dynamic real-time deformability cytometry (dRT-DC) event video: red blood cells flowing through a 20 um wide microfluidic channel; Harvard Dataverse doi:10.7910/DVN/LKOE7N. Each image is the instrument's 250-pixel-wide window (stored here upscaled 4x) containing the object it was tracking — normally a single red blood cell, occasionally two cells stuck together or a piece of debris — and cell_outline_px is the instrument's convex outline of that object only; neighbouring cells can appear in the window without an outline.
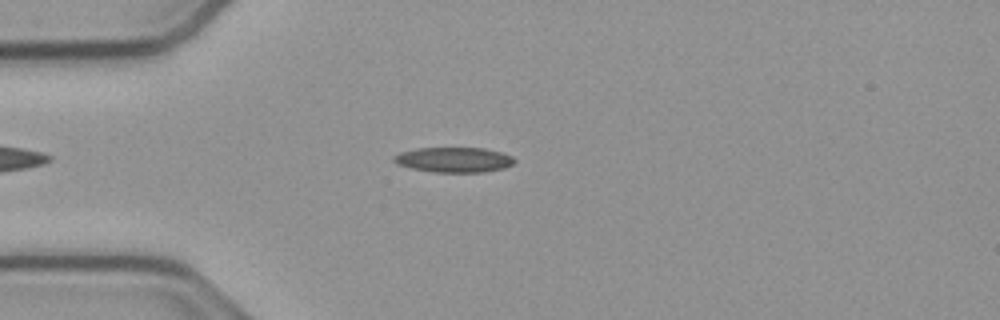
{"species": "common noctule bat (a hibernating species)", "species_latin": "Nyctalus noctula", "temperature_condition": "cold", "stored_images_in_passage": 50, "camera_frame_rate_fps": 3000, "um_per_image_px": 0.085, "animal": {"sex": "male", "body_mass_g": 23.1, "forearm_length_mm": 52.7}, "frame": {"image": 1, "passage_image": 10, "time_ms": 3.0, "image_size_px": [1000, 320], "cell_outline_px": [[516, 160], [512, 164], [504, 168], [484, 172], [432, 172], [412, 168], [396, 164], [392, 160], [392, 156], [400, 152], [416, 148], [484, 148], [500, 152], [512, 156]], "centroid_in_image_um": [38.55, 13.58], "position_along_channel_um": 46.5, "area_um2": 17.69}}
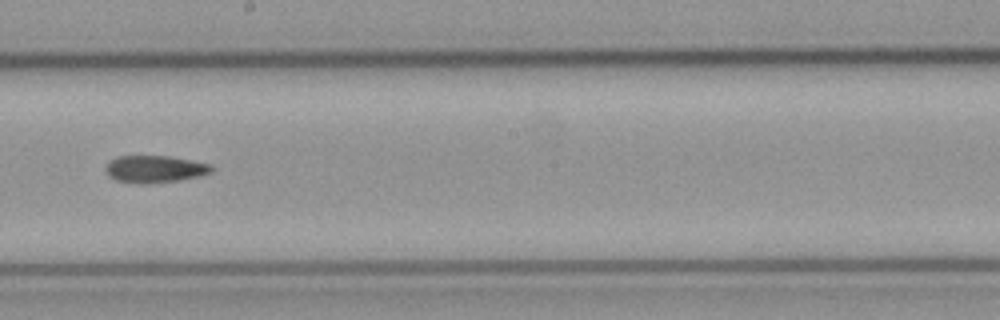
{"frame": {"image": 2, "passage_image": 26, "time_ms": 8.333, "image_size_px": [1000, 320], "cell_outline_px": [[212, 172], [200, 176], [180, 180], [148, 184], [136, 184], [116, 180], [108, 176], [104, 172], [104, 168], [112, 160], [120, 156], [168, 156], [208, 164], [212, 168]], "centroid_in_image_um": [13.11, 14.39], "position_along_channel_um": 235.1, "area_um2": 16.7}}
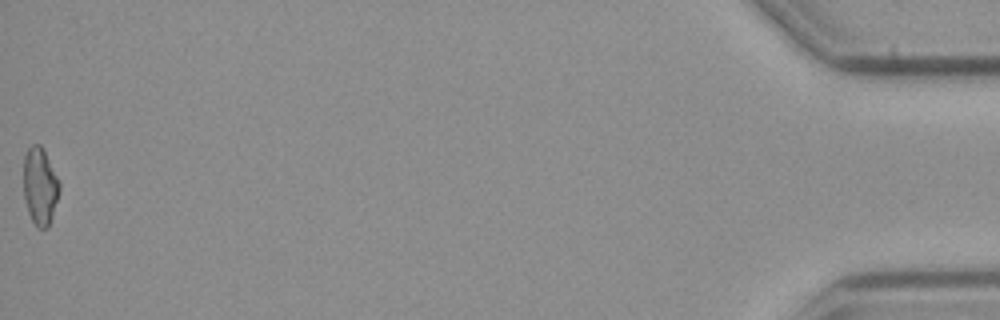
{"frame": {"image": 3, "passage_image": 50, "time_ms": 16.333, "image_size_px": [1000, 320], "cell_outline_px": [[60, 188], [52, 216], [48, 228], [36, 228], [28, 212], [24, 200], [24, 156], [28, 148], [32, 144], [40, 144], [60, 180]], "centroid_in_image_um": [3.4, 15.83], "position_along_channel_um": 431.8, "area_um2": 16.18}}